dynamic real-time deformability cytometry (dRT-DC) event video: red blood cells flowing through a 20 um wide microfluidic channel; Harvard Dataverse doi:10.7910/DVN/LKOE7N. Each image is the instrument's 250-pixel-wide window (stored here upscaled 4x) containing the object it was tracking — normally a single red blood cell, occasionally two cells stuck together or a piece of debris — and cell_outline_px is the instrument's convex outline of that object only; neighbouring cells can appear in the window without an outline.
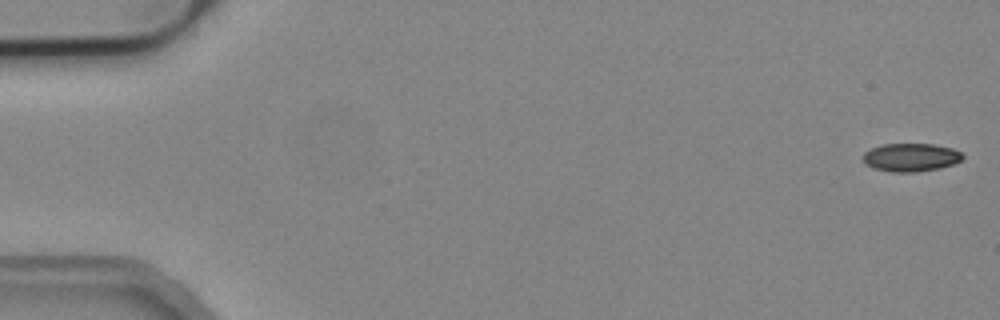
{"species": "common noctule bat (a hibernating species)", "species_latin": "Nyctalus noctula", "temperature_condition": "cold", "stored_images_in_passage": 15, "camera_frame_rate_fps": 3000, "um_per_image_px": 0.085, "animal": {"sex": "male", "body_mass_g": 19.2, "forearm_length_mm": 51.8}, "frame": {"image": 1, "passage_image": 1, "time_ms": 0.0, "image_size_px": [1000, 320], "cell_outline_px": [[964, 156], [960, 160], [952, 164], [940, 168], [916, 172], [892, 172], [872, 168], [864, 164], [864, 152], [872, 148], [884, 144], [932, 144], [952, 148], [960, 152]], "centroid_in_image_um": [77.4, 13.38], "position_along_channel_um": 7.6, "area_um2": 16.3}}
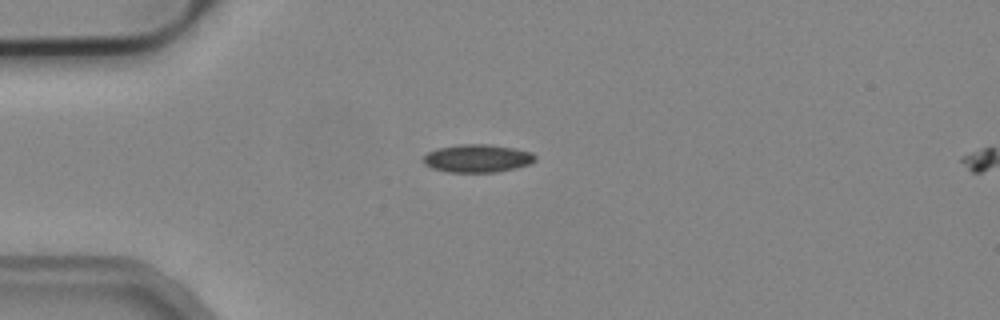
{"frame": {"image": 2, "passage_image": 14, "time_ms": 4.333, "image_size_px": [1000, 320], "cell_outline_px": [[536, 160], [528, 164], [516, 168], [496, 172], [448, 172], [432, 168], [424, 164], [424, 156], [428, 152], [440, 148], [456, 144], [488, 144], [512, 148], [532, 152], [536, 156]], "centroid_in_image_um": [40.58, 13.46], "position_along_channel_um": 44.4, "area_um2": 18.15}}